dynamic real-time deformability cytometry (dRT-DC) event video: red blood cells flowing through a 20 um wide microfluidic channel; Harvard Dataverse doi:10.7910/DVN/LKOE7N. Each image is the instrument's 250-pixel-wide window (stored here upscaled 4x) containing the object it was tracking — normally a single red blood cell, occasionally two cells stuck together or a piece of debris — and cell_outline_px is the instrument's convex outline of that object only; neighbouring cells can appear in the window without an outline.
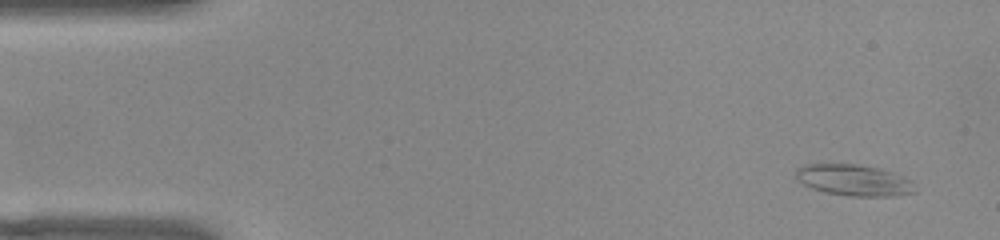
{"species": "common noctule bat (a hibernating species)", "species_latin": "Nyctalus noctula", "temperature_condition": "warm", "stored_images_in_passage": 50, "camera_frame_rate_fps": 3000, "um_per_image_px": 0.085, "animal": {"sex": "female", "body_mass_g": 22.0, "forearm_length_mm": 56.7}, "frame": {"image": 1, "passage_image": 1, "time_ms": 0.0, "image_size_px": [1000, 240], "cell_outline_px": [[916, 192], [900, 196], [848, 196], [824, 192], [812, 188], [796, 180], [796, 168], [804, 164], [860, 164], [880, 168], [904, 176], [912, 180]], "centroid_in_image_um": [72.6, 15.31], "position_along_channel_um": 12.4, "area_um2": 22.02}}
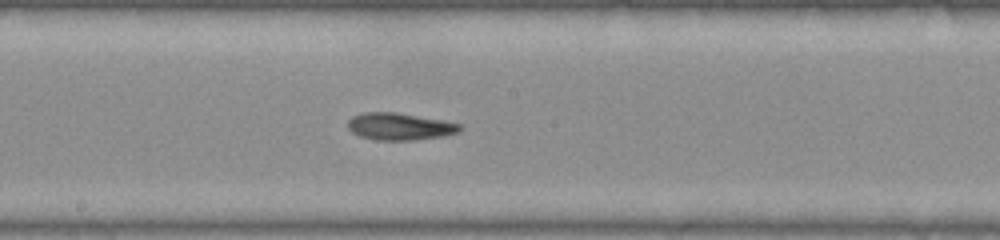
{"frame": {"image": 2, "passage_image": 25, "time_ms": 8.0, "image_size_px": [1000, 240], "cell_outline_px": [[460, 132], [444, 136], [416, 140], [376, 140], [360, 136], [352, 132], [348, 128], [348, 120], [352, 116], [364, 112], [396, 112], [444, 120], [460, 124]], "centroid_in_image_um": [33.97, 10.75], "position_along_channel_um": 214.2, "area_um2": 17.8}}
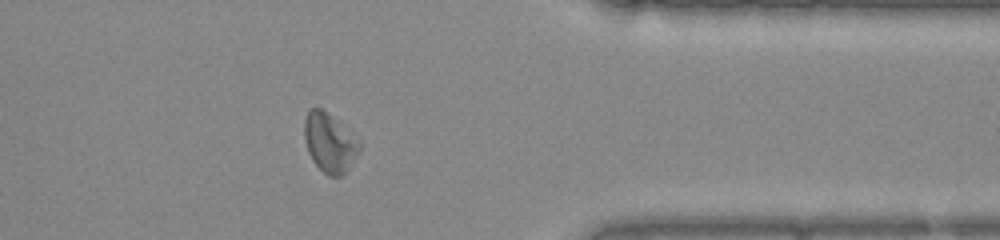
{"frame": {"image": 3, "passage_image": 39, "time_ms": 12.667, "image_size_px": [1000, 240], "cell_outline_px": [[360, 148], [356, 156], [348, 168], [340, 176], [328, 176], [312, 160], [308, 152], [304, 136], [304, 120], [308, 112], [312, 108], [320, 108], [360, 140]], "centroid_in_image_um": [28.0, 12.14], "position_along_channel_um": 383.4, "area_um2": 18.44}, "authors_computed_cell_mechanics": {"area_um2": 18.7272, "velocity_mm_per_s": 3.951, "shape_relaxation_time_tau1_ms": 5.1198, "shape_relaxation_time_tau2_ms": null, "deformation_change_tau1": 0.131, "deformation_change_tau2": null}}